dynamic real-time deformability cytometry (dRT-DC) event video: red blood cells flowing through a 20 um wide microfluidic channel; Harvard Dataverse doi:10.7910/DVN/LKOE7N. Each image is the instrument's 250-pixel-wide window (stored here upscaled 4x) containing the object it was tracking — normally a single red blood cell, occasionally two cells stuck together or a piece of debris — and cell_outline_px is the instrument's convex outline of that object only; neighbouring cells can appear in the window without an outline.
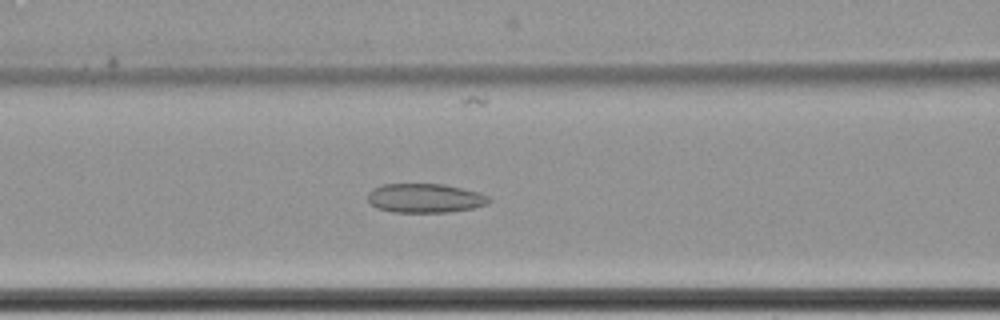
{"species": "common noctule bat (a hibernating species)", "species_latin": "Nyctalus noctula", "temperature_condition": "cold", "stored_images_in_passage": 67, "camera_frame_rate_fps": 3000, "um_per_image_px": 0.085, "animal": {"sex": "female", "body_mass_g": 22.7, "forearm_length_mm": 54.2}, "frame": {"image": 1, "passage_image": 32, "time_ms": 10.333, "image_size_px": [1000, 320], "cell_outline_px": [[492, 200], [488, 204], [472, 208], [448, 212], [392, 212], [376, 208], [368, 200], [368, 192], [372, 188], [380, 184], [444, 184], [480, 192], [488, 196]], "centroid_in_image_um": [36.12, 16.83], "position_along_channel_um": 130.5, "area_um2": 20.75}}
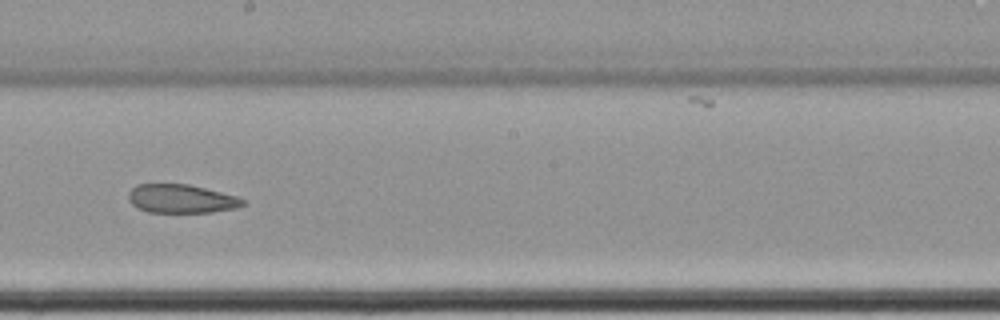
{"frame": {"image": 2, "passage_image": 41, "time_ms": 13.333, "image_size_px": [1000, 320], "cell_outline_px": [[248, 204], [236, 208], [212, 212], [148, 212], [136, 208], [128, 200], [128, 192], [136, 184], [188, 184], [236, 196], [244, 200]], "centroid_in_image_um": [15.39, 16.9], "position_along_channel_um": 232.8, "area_um2": 19.13}}
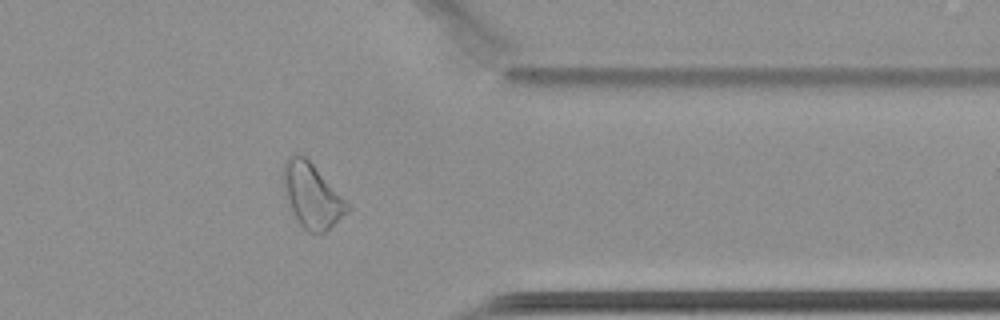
{"frame": {"image": 3, "passage_image": 55, "time_ms": 18.0, "image_size_px": [1000, 320], "cell_outline_px": [[352, 208], [348, 212], [324, 232], [308, 232], [300, 224], [284, 192], [280, 176], [284, 160], [288, 156], [304, 156], [312, 164]], "centroid_in_image_um": [26.47, 16.6], "position_along_channel_um": 384.9, "area_um2": 23.47}}